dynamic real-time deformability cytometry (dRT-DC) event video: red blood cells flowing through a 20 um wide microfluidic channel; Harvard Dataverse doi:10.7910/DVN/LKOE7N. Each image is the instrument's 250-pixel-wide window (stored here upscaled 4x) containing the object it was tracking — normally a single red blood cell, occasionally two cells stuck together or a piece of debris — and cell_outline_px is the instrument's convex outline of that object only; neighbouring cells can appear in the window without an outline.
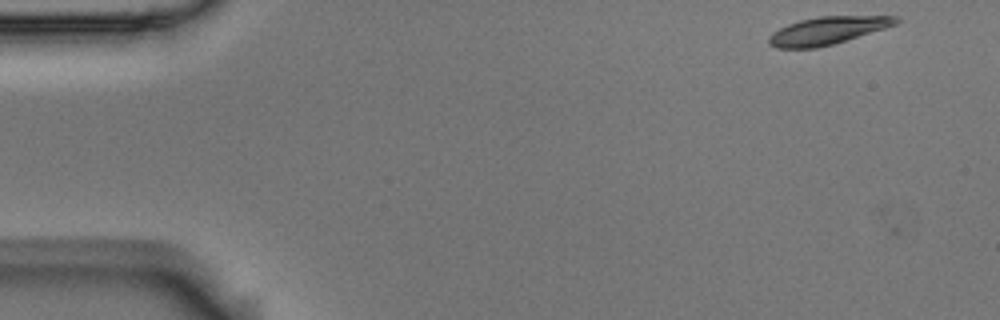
{"species": "Egyptian fruit bat (a non-hibernating species)", "species_latin": "Rousettus aegyptiacus", "temperature_condition": "room temperature", "stored_images_in_passage": 3, "camera_frame_rate_fps": 3000, "um_per_image_px": 0.085, "animal": {"sex": "male"}, "frame": {"image": 1, "passage_image": 1, "time_ms": 0.0, "image_size_px": [1000, 320], "cell_outline_px": [[900, 20], [896, 24], [884, 28], [832, 44], [816, 48], [776, 48], [768, 44], [768, 36], [772, 32], [788, 24], [800, 20], [820, 16], [896, 16]], "centroid_in_image_um": [70.28, 2.6], "position_along_channel_um": 14.7, "area_um2": 20.23}}